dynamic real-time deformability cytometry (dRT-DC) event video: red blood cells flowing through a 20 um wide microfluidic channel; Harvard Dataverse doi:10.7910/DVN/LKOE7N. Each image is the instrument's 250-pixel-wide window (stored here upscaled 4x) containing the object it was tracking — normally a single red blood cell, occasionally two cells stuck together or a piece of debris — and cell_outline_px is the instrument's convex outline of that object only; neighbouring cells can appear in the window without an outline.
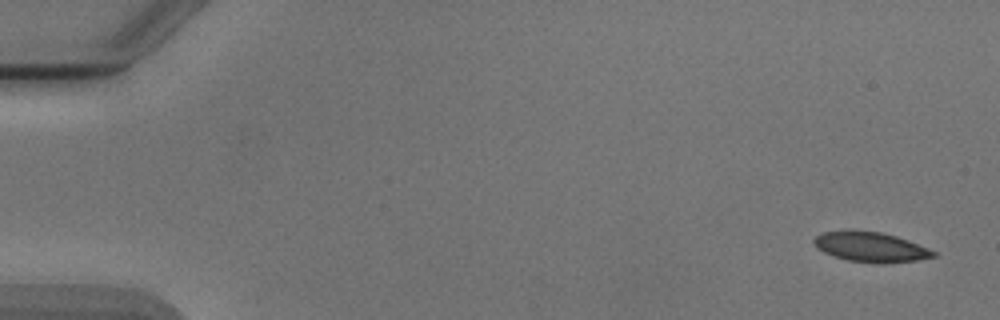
{"species": "Egyptian fruit bat (a non-hibernating species)", "species_latin": "Rousettus aegyptiacus", "temperature_condition": "cold", "stored_images_in_passage": 4, "camera_frame_rate_fps": 3000, "um_per_image_px": 0.085, "animal": {"sex": "male"}, "frame": {"image": 1, "passage_image": 1, "time_ms": 0.0, "image_size_px": [1000, 320], "cell_outline_px": [[936, 256], [916, 260], [884, 264], [876, 264], [848, 260], [824, 252], [816, 248], [812, 244], [812, 240], [816, 236], [824, 232], [880, 232], [896, 236], [908, 240], [928, 248], [936, 252]], "centroid_in_image_um": [74.02, 21.03], "position_along_channel_um": 11.0, "area_um2": 20.4}}
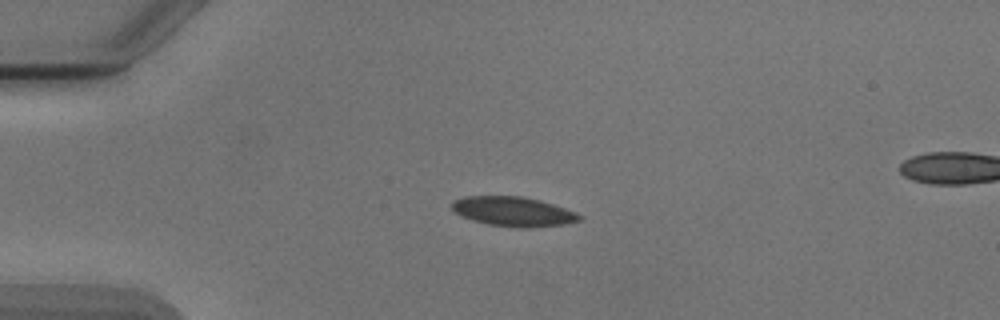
{"frame": {"image": 2, "passage_image": 4, "time_ms": 3.667, "image_size_px": [1000, 320], "cell_outline_px": [[584, 220], [564, 224], [528, 228], [516, 228], [488, 224], [472, 220], [452, 212], [452, 200], [464, 196], [524, 196], [540, 200], [576, 212], [584, 216]], "centroid_in_image_um": [43.63, 17.98], "position_along_channel_um": 41.4, "area_um2": 22.25}}